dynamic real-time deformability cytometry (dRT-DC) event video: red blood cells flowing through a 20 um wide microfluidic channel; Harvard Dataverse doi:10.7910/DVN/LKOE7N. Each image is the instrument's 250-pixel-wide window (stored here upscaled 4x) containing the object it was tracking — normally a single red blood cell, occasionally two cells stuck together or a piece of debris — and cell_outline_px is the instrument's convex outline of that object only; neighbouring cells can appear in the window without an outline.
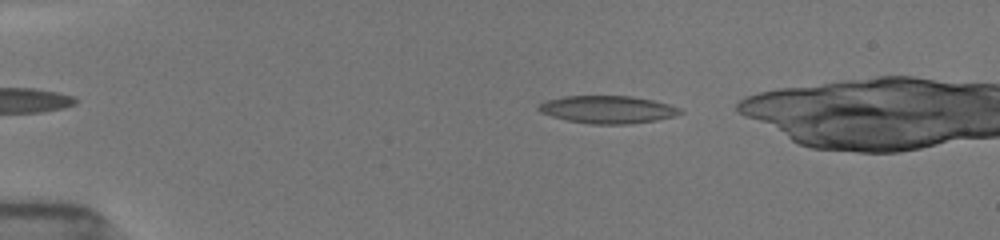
{"species": "common noctule bat (a hibernating species)", "species_latin": "Nyctalus noctula", "temperature_condition": "room temperature", "stored_images_in_passage": 41, "camera_frame_rate_fps": 3000, "um_per_image_px": 0.085, "animal": {"sex": "female", "body_mass_g": 19.5, "forearm_length_mm": 54.1}, "frame": {"image": 1, "passage_image": 5, "time_ms": 1.333, "image_size_px": [1000, 240], "cell_outline_px": [[684, 112], [676, 116], [656, 120], [632, 124], [592, 124], [568, 120], [552, 116], [540, 112], [536, 108], [536, 104], [544, 100], [564, 96], [632, 96], [652, 100], [684, 108]], "centroid_in_image_um": [51.66, 9.3], "position_along_channel_um": 33.3, "area_um2": 23.06}}
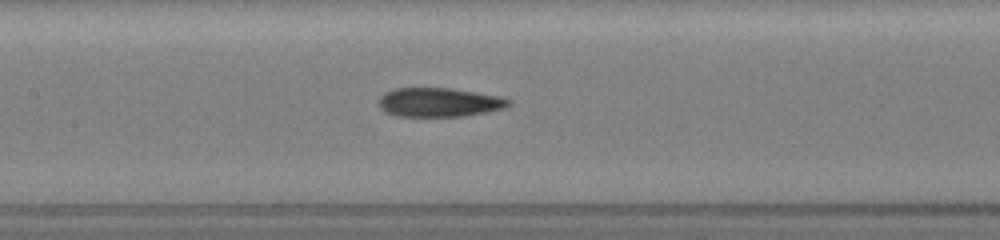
{"frame": {"image": 2, "passage_image": 20, "time_ms": 6.333, "image_size_px": [1000, 240], "cell_outline_px": [[512, 104], [504, 108], [484, 112], [460, 116], [396, 116], [384, 112], [380, 108], [376, 100], [384, 92], [392, 88], [452, 88], [500, 96], [512, 100]], "centroid_in_image_um": [37.27, 8.68], "position_along_channel_um": 170.1, "area_um2": 22.2}}
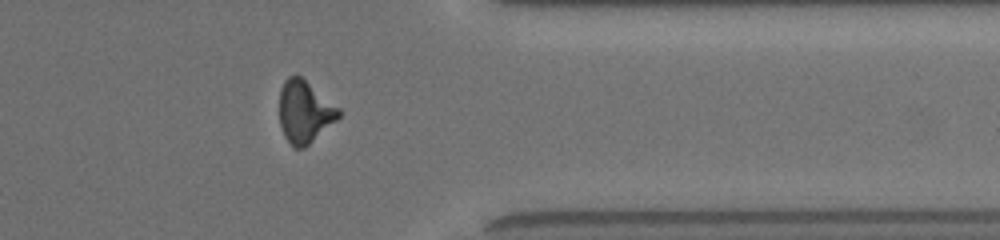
{"frame": {"image": 3, "passage_image": 37, "time_ms": 12.0, "image_size_px": [1000, 240], "cell_outline_px": [[340, 116], [336, 120], [304, 148], [292, 148], [284, 136], [280, 124], [280, 88], [284, 80], [288, 76], [300, 76], [340, 108]], "centroid_in_image_um": [25.87, 9.51], "position_along_channel_um": 385.5, "area_um2": 21.33}}